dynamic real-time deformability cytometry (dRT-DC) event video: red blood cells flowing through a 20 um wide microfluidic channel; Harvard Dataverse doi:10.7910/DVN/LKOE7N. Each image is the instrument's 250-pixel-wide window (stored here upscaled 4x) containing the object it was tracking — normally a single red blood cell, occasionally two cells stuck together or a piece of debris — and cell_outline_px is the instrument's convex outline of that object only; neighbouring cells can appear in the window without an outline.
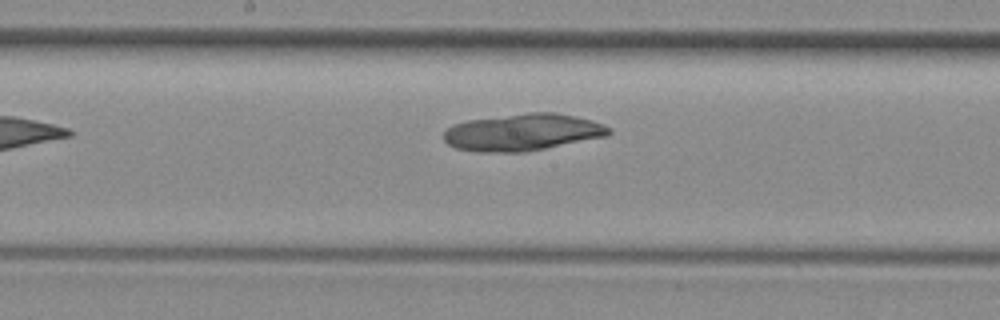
{"species": "common noctule bat (a hibernating species)", "species_latin": "Nyctalus noctula", "temperature_condition": "room temperature", "stored_images_in_passage": 5, "camera_frame_rate_fps": 3000, "um_per_image_px": 0.085, "animal": {"sex": "female", "body_mass_g": 29.2, "forearm_length_mm": 56.3}, "frame": {"image": 1, "passage_image": 5, "time_ms": 4.667, "image_size_px": [1000, 320], "cell_outline_px": [[612, 132], [608, 136], [524, 152], [476, 152], [456, 148], [448, 144], [444, 140], [444, 132], [452, 124], [468, 120], [528, 112], [556, 112], [592, 120], [604, 124], [612, 128]], "centroid_in_image_um": [44.44, 11.24], "position_along_channel_um": 203.8, "area_um2": 35.72}}